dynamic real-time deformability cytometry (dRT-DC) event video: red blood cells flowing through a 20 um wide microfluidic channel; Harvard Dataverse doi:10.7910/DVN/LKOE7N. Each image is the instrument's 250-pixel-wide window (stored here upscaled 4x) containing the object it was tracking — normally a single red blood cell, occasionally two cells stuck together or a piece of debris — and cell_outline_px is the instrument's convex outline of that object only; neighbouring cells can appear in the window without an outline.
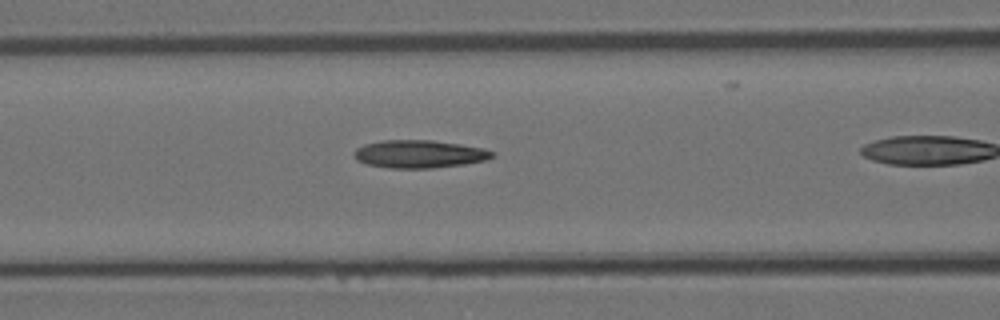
{"species": "Egyptian fruit bat (a non-hibernating species)", "species_latin": "Rousettus aegyptiacus", "temperature_condition": "room temperature", "stored_images_in_passage": 37, "camera_frame_rate_fps": 3000, "um_per_image_px": 0.085, "animal": {"sex": "female"}, "frame": {"image": 1, "passage_image": 18, "time_ms": 5.667, "image_size_px": [1000, 320], "cell_outline_px": [[496, 156], [484, 160], [464, 164], [432, 168], [388, 168], [364, 164], [356, 160], [352, 156], [352, 152], [356, 148], [364, 144], [384, 140], [432, 140], [460, 144], [484, 148], [496, 152]], "centroid_in_image_um": [35.6, 13.09], "position_along_channel_um": 131.0, "area_um2": 22.72}}
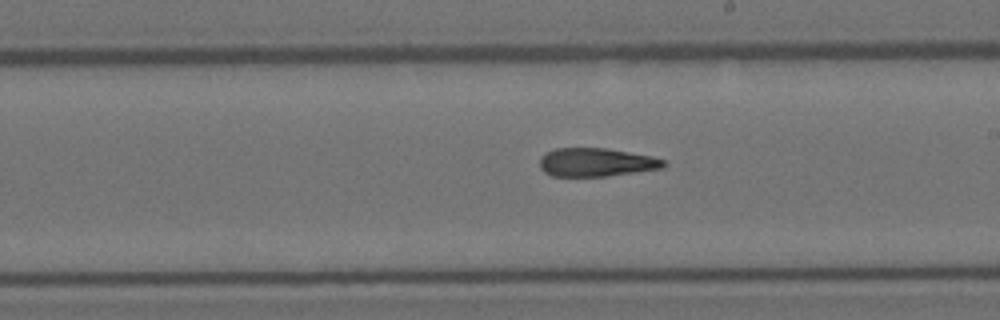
{"frame": {"image": 2, "passage_image": 26, "time_ms": 8.333, "image_size_px": [1000, 320], "cell_outline_px": [[668, 164], [664, 168], [608, 176], [552, 176], [544, 172], [540, 168], [540, 156], [544, 152], [556, 148], [608, 148], [652, 156], [664, 160]], "centroid_in_image_um": [50.68, 13.79], "position_along_channel_um": 238.3, "area_um2": 20.81}}
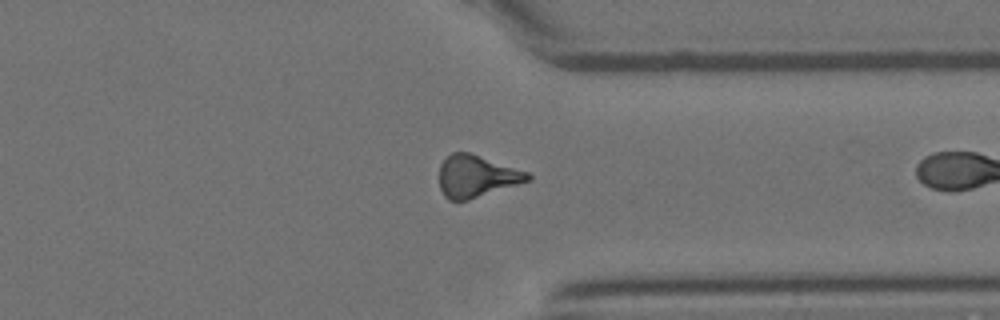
{"frame": {"image": 3, "passage_image": 36, "time_ms": 11.667, "image_size_px": [1000, 320], "cell_outline_px": [[532, 180], [468, 200], [448, 200], [444, 196], [440, 188], [440, 164], [452, 152], [468, 152], [528, 172], [532, 176]], "centroid_in_image_um": [40.51, 14.99], "position_along_channel_um": 370.9, "area_um2": 21.5}}